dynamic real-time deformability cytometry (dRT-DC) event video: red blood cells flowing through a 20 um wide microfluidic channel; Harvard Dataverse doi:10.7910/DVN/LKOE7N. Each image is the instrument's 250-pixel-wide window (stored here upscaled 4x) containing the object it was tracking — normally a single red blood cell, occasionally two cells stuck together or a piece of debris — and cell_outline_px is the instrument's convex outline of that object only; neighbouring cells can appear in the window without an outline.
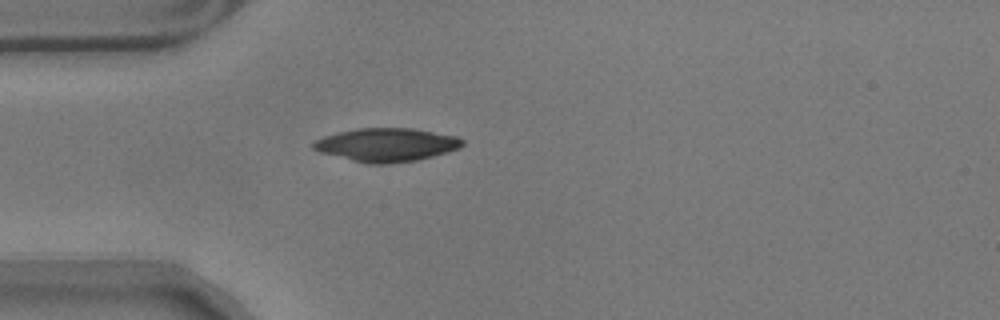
{"species": "common noctule bat (a hibernating species)", "species_latin": "Nyctalus noctula", "temperature_condition": "warm", "stored_images_in_passage": 42, "camera_frame_rate_fps": 3000, "um_per_image_px": 0.085, "animal": {"sex": "male", "body_mass_g": 17.9}, "frame": {"image": 1, "passage_image": 1, "time_ms": 0.0, "image_size_px": [1000, 320], "cell_outline_px": [[464, 144], [460, 148], [432, 156], [416, 160], [392, 164], [364, 164], [320, 152], [312, 148], [312, 144], [316, 140], [324, 136], [356, 128], [412, 128], [456, 136], [464, 140]], "centroid_in_image_um": [32.84, 12.32], "position_along_channel_um": 52.2, "area_um2": 29.07}}
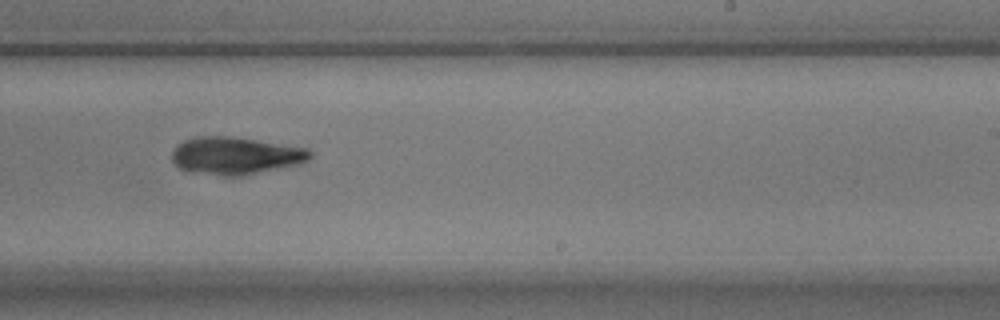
{"frame": {"image": 2, "passage_image": 20, "time_ms": 6.333, "image_size_px": [1000, 320], "cell_outline_px": [[312, 156], [308, 160], [276, 168], [240, 176], [224, 176], [180, 168], [172, 160], [172, 152], [184, 140], [200, 136], [224, 136], [256, 140], [308, 148], [312, 152]], "centroid_in_image_um": [20.02, 13.21], "position_along_channel_um": 269.0, "area_um2": 29.19}}
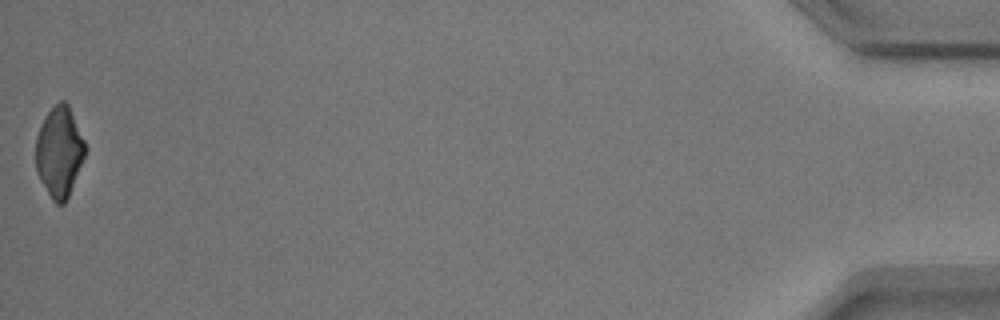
{"frame": {"image": 3, "passage_image": 42, "time_ms": 13.667, "image_size_px": [1000, 320], "cell_outline_px": [[88, 148], [68, 196], [64, 204], [56, 204], [52, 200], [40, 180], [36, 172], [36, 136], [40, 124], [48, 112], [60, 100], [64, 100], [68, 104]], "centroid_in_image_um": [5.04, 12.9], "position_along_channel_um": 430.2, "area_um2": 26.01}, "authors_computed_cell_mechanics": {"area_um2": 29.0445, "velocity_mm_per_s": 3.5335, "shape_relaxation_time_tau1_ms": 5.1597, "shape_relaxation_time_tau2_ms": 3.7319, "deformation_change_tau1": 0.1702, "deformation_change_tau2": 0.0794}}